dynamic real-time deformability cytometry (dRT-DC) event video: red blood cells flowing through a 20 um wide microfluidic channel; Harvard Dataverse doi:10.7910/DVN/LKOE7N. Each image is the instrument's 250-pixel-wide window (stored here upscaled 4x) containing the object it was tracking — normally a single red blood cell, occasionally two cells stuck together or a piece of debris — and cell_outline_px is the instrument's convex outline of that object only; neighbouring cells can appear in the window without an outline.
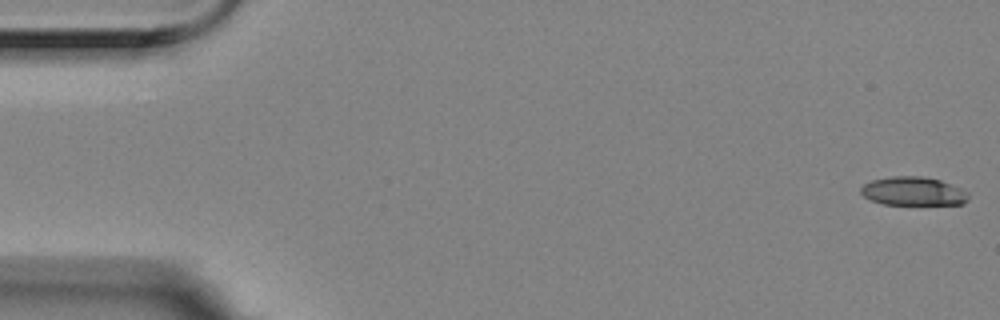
{"species": "Egyptian fruit bat (a non-hibernating species)", "species_latin": "Rousettus aegyptiacus", "temperature_condition": "room temperature", "stored_images_in_passage": 5, "camera_frame_rate_fps": 3000, "um_per_image_px": 0.085, "animal": {"sex": "female"}, "frame": {"image": 1, "passage_image": 1, "time_ms": 0.0, "image_size_px": [1000, 320], "cell_outline_px": [[968, 200], [964, 204], [884, 204], [872, 200], [864, 196], [860, 192], [860, 188], [864, 184], [872, 180], [892, 176], [920, 176], [940, 180], [960, 188], [968, 192]], "centroid_in_image_um": [77.62, 16.25], "position_along_channel_um": 7.4, "area_um2": 17.8}}
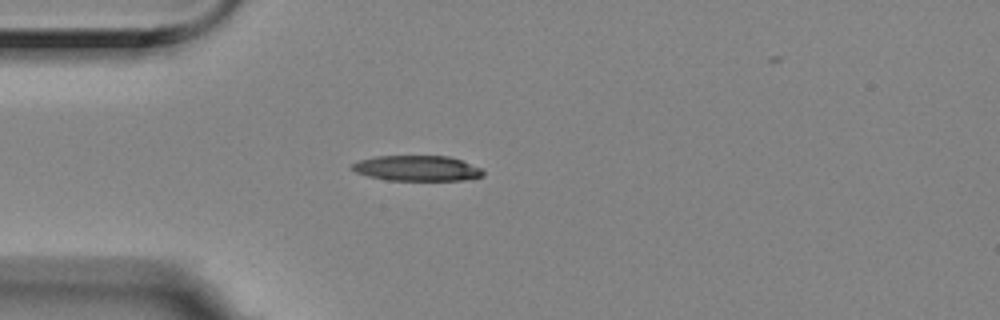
{"frame": {"image": 2, "passage_image": 4, "time_ms": 1.0, "image_size_px": [1000, 320], "cell_outline_px": [[484, 176], [464, 180], [388, 180], [368, 176], [356, 172], [352, 168], [352, 164], [360, 160], [376, 156], [448, 156], [484, 168]], "centroid_in_image_um": [35.5, 14.3], "position_along_channel_um": 49.5, "area_um2": 19.36}}